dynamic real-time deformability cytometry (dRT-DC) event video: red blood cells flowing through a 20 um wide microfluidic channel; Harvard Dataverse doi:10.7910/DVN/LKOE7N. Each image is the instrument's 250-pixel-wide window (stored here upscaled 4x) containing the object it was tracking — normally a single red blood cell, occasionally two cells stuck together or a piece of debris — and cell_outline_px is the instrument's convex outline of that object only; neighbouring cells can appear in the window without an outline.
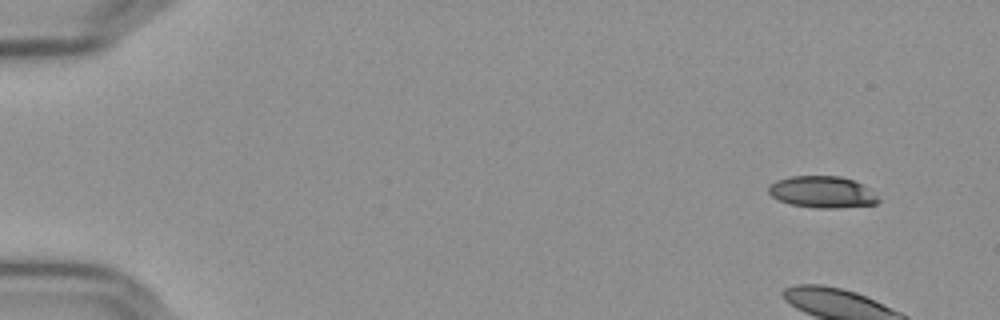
{"species": "Egyptian fruit bat (a non-hibernating species)", "species_latin": "Rousettus aegyptiacus", "temperature_condition": "cold", "stored_images_in_passage": 5, "camera_frame_rate_fps": 3000, "um_per_image_px": 0.085, "frame": {"image": 1, "passage_image": 1, "time_ms": 0.0, "image_size_px": [1000, 320], "cell_outline_px": [[880, 200], [876, 204], [840, 208], [816, 208], [788, 204], [772, 196], [768, 192], [768, 188], [776, 180], [792, 176], [840, 176], [864, 184]], "centroid_in_image_um": [69.89, 16.33], "position_along_channel_um": 15.1, "area_um2": 20.23}}